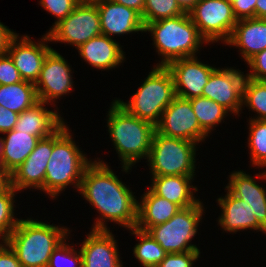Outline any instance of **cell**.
Returning a JSON list of instances; mask_svg holds the SVG:
<instances>
[{
	"mask_svg": "<svg viewBox=\"0 0 266 267\" xmlns=\"http://www.w3.org/2000/svg\"><path fill=\"white\" fill-rule=\"evenodd\" d=\"M135 193L98 157L85 169L78 191L99 213L92 230H110L109 221L126 230L136 227L139 201Z\"/></svg>",
	"mask_w": 266,
	"mask_h": 267,
	"instance_id": "6da1fadb",
	"label": "cell"
},
{
	"mask_svg": "<svg viewBox=\"0 0 266 267\" xmlns=\"http://www.w3.org/2000/svg\"><path fill=\"white\" fill-rule=\"evenodd\" d=\"M106 117L107 131L121 161V171L128 174L141 159L147 160L155 126L128 113L115 99Z\"/></svg>",
	"mask_w": 266,
	"mask_h": 267,
	"instance_id": "7a4b0ae2",
	"label": "cell"
},
{
	"mask_svg": "<svg viewBox=\"0 0 266 267\" xmlns=\"http://www.w3.org/2000/svg\"><path fill=\"white\" fill-rule=\"evenodd\" d=\"M71 131L65 123L53 134V150L44 179V194L53 200L70 186L78 192L85 169L94 161L75 143Z\"/></svg>",
	"mask_w": 266,
	"mask_h": 267,
	"instance_id": "3957f363",
	"label": "cell"
},
{
	"mask_svg": "<svg viewBox=\"0 0 266 267\" xmlns=\"http://www.w3.org/2000/svg\"><path fill=\"white\" fill-rule=\"evenodd\" d=\"M71 232L59 224L21 218L6 242L22 267H48L52 252Z\"/></svg>",
	"mask_w": 266,
	"mask_h": 267,
	"instance_id": "277c9868",
	"label": "cell"
},
{
	"mask_svg": "<svg viewBox=\"0 0 266 267\" xmlns=\"http://www.w3.org/2000/svg\"><path fill=\"white\" fill-rule=\"evenodd\" d=\"M144 33L151 34L153 48L160 56L154 66L166 67L169 63L198 55L207 41L200 35L189 13L147 23Z\"/></svg>",
	"mask_w": 266,
	"mask_h": 267,
	"instance_id": "5b68a950",
	"label": "cell"
},
{
	"mask_svg": "<svg viewBox=\"0 0 266 267\" xmlns=\"http://www.w3.org/2000/svg\"><path fill=\"white\" fill-rule=\"evenodd\" d=\"M141 83L128 101L114 99L128 113L156 126L176 96L173 77L166 67L154 66Z\"/></svg>",
	"mask_w": 266,
	"mask_h": 267,
	"instance_id": "8992f818",
	"label": "cell"
},
{
	"mask_svg": "<svg viewBox=\"0 0 266 267\" xmlns=\"http://www.w3.org/2000/svg\"><path fill=\"white\" fill-rule=\"evenodd\" d=\"M198 145L192 141L164 136L155 131L150 153L145 161L150 170V177L195 176Z\"/></svg>",
	"mask_w": 266,
	"mask_h": 267,
	"instance_id": "52a82bcc",
	"label": "cell"
},
{
	"mask_svg": "<svg viewBox=\"0 0 266 267\" xmlns=\"http://www.w3.org/2000/svg\"><path fill=\"white\" fill-rule=\"evenodd\" d=\"M203 204L200 200L196 205L180 209L167 222L152 226L147 232L167 253L200 250L196 244H192V240L197 235L205 215Z\"/></svg>",
	"mask_w": 266,
	"mask_h": 267,
	"instance_id": "ba28073f",
	"label": "cell"
},
{
	"mask_svg": "<svg viewBox=\"0 0 266 267\" xmlns=\"http://www.w3.org/2000/svg\"><path fill=\"white\" fill-rule=\"evenodd\" d=\"M50 42L64 43L77 49L102 34L100 15L95 3L79 2L63 20L46 31Z\"/></svg>",
	"mask_w": 266,
	"mask_h": 267,
	"instance_id": "9c48e42d",
	"label": "cell"
},
{
	"mask_svg": "<svg viewBox=\"0 0 266 267\" xmlns=\"http://www.w3.org/2000/svg\"><path fill=\"white\" fill-rule=\"evenodd\" d=\"M189 15L209 46L218 42L224 45L237 23L232 4L226 0H199Z\"/></svg>",
	"mask_w": 266,
	"mask_h": 267,
	"instance_id": "30bf717a",
	"label": "cell"
},
{
	"mask_svg": "<svg viewBox=\"0 0 266 267\" xmlns=\"http://www.w3.org/2000/svg\"><path fill=\"white\" fill-rule=\"evenodd\" d=\"M68 60L52 49L43 63L39 77L34 83L39 101L50 104L53 108L58 99L74 90L73 68Z\"/></svg>",
	"mask_w": 266,
	"mask_h": 267,
	"instance_id": "8fae6325",
	"label": "cell"
},
{
	"mask_svg": "<svg viewBox=\"0 0 266 267\" xmlns=\"http://www.w3.org/2000/svg\"><path fill=\"white\" fill-rule=\"evenodd\" d=\"M156 132L168 137L180 138L197 144L204 142L209 135L200 127L193 112L190 99L175 96L162 112Z\"/></svg>",
	"mask_w": 266,
	"mask_h": 267,
	"instance_id": "7c38bea8",
	"label": "cell"
},
{
	"mask_svg": "<svg viewBox=\"0 0 266 267\" xmlns=\"http://www.w3.org/2000/svg\"><path fill=\"white\" fill-rule=\"evenodd\" d=\"M246 74L236 67H218L210 75L204 86L202 97L209 98L226 110L232 116H240L243 103V85Z\"/></svg>",
	"mask_w": 266,
	"mask_h": 267,
	"instance_id": "4fadbf2b",
	"label": "cell"
},
{
	"mask_svg": "<svg viewBox=\"0 0 266 267\" xmlns=\"http://www.w3.org/2000/svg\"><path fill=\"white\" fill-rule=\"evenodd\" d=\"M45 33L36 42L28 34L19 35L12 39L7 54L13 60L23 80L35 83L39 77L45 57L53 49Z\"/></svg>",
	"mask_w": 266,
	"mask_h": 267,
	"instance_id": "5bb4252c",
	"label": "cell"
},
{
	"mask_svg": "<svg viewBox=\"0 0 266 267\" xmlns=\"http://www.w3.org/2000/svg\"><path fill=\"white\" fill-rule=\"evenodd\" d=\"M166 68L173 77L175 94L182 98L193 99L202 96L204 86L217 67L205 64L195 56L175 60Z\"/></svg>",
	"mask_w": 266,
	"mask_h": 267,
	"instance_id": "9a60e30c",
	"label": "cell"
},
{
	"mask_svg": "<svg viewBox=\"0 0 266 267\" xmlns=\"http://www.w3.org/2000/svg\"><path fill=\"white\" fill-rule=\"evenodd\" d=\"M53 150V135L40 139L27 159L10 174V185L17 191L32 188L44 193L46 167Z\"/></svg>",
	"mask_w": 266,
	"mask_h": 267,
	"instance_id": "2e32d148",
	"label": "cell"
},
{
	"mask_svg": "<svg viewBox=\"0 0 266 267\" xmlns=\"http://www.w3.org/2000/svg\"><path fill=\"white\" fill-rule=\"evenodd\" d=\"M115 237L112 230L91 229L78 245L82 267H124Z\"/></svg>",
	"mask_w": 266,
	"mask_h": 267,
	"instance_id": "e0dca14e",
	"label": "cell"
},
{
	"mask_svg": "<svg viewBox=\"0 0 266 267\" xmlns=\"http://www.w3.org/2000/svg\"><path fill=\"white\" fill-rule=\"evenodd\" d=\"M95 4L100 15L103 35L114 38L116 35L120 37V35H130V33H144L142 17L134 9L111 0H102Z\"/></svg>",
	"mask_w": 266,
	"mask_h": 267,
	"instance_id": "ac0fdd59",
	"label": "cell"
},
{
	"mask_svg": "<svg viewBox=\"0 0 266 267\" xmlns=\"http://www.w3.org/2000/svg\"><path fill=\"white\" fill-rule=\"evenodd\" d=\"M225 196H219L216 200L221 215L217 219V224L221 230L226 233L236 234L240 231H256L262 232L266 236V231L258 224L253 209L250 204H246L243 200L234 197L227 190Z\"/></svg>",
	"mask_w": 266,
	"mask_h": 267,
	"instance_id": "d6986e66",
	"label": "cell"
},
{
	"mask_svg": "<svg viewBox=\"0 0 266 267\" xmlns=\"http://www.w3.org/2000/svg\"><path fill=\"white\" fill-rule=\"evenodd\" d=\"M116 39L99 35L89 39L77 48L80 58L92 68L107 71L118 68L126 59L125 52Z\"/></svg>",
	"mask_w": 266,
	"mask_h": 267,
	"instance_id": "ffe728a7",
	"label": "cell"
},
{
	"mask_svg": "<svg viewBox=\"0 0 266 267\" xmlns=\"http://www.w3.org/2000/svg\"><path fill=\"white\" fill-rule=\"evenodd\" d=\"M47 103L37 102L34 106L18 114L16 131L37 136L40 139L52 136L66 122L59 112V108L49 109Z\"/></svg>",
	"mask_w": 266,
	"mask_h": 267,
	"instance_id": "44dd1931",
	"label": "cell"
},
{
	"mask_svg": "<svg viewBox=\"0 0 266 267\" xmlns=\"http://www.w3.org/2000/svg\"><path fill=\"white\" fill-rule=\"evenodd\" d=\"M238 48L241 59L250 58L266 49V19L247 18L237 20L225 46Z\"/></svg>",
	"mask_w": 266,
	"mask_h": 267,
	"instance_id": "7402d4cb",
	"label": "cell"
},
{
	"mask_svg": "<svg viewBox=\"0 0 266 267\" xmlns=\"http://www.w3.org/2000/svg\"><path fill=\"white\" fill-rule=\"evenodd\" d=\"M150 188L158 196L177 204L181 209L196 205L198 188L192 185L195 176H154L150 177Z\"/></svg>",
	"mask_w": 266,
	"mask_h": 267,
	"instance_id": "603a6c76",
	"label": "cell"
},
{
	"mask_svg": "<svg viewBox=\"0 0 266 267\" xmlns=\"http://www.w3.org/2000/svg\"><path fill=\"white\" fill-rule=\"evenodd\" d=\"M138 220L136 227L148 231L152 226L167 222L181 208L155 194L150 188L138 199Z\"/></svg>",
	"mask_w": 266,
	"mask_h": 267,
	"instance_id": "cb8c5ba5",
	"label": "cell"
},
{
	"mask_svg": "<svg viewBox=\"0 0 266 267\" xmlns=\"http://www.w3.org/2000/svg\"><path fill=\"white\" fill-rule=\"evenodd\" d=\"M1 166L10 175L35 149L40 138L15 129L3 133Z\"/></svg>",
	"mask_w": 266,
	"mask_h": 267,
	"instance_id": "d4e9b609",
	"label": "cell"
},
{
	"mask_svg": "<svg viewBox=\"0 0 266 267\" xmlns=\"http://www.w3.org/2000/svg\"><path fill=\"white\" fill-rule=\"evenodd\" d=\"M228 183L225 186L231 195L243 201L266 200V189L259 185L256 180H266V170L252 176L241 170H234L228 175Z\"/></svg>",
	"mask_w": 266,
	"mask_h": 267,
	"instance_id": "484cf974",
	"label": "cell"
},
{
	"mask_svg": "<svg viewBox=\"0 0 266 267\" xmlns=\"http://www.w3.org/2000/svg\"><path fill=\"white\" fill-rule=\"evenodd\" d=\"M39 102L34 83L21 82L0 85V105L5 109L21 113Z\"/></svg>",
	"mask_w": 266,
	"mask_h": 267,
	"instance_id": "4316f807",
	"label": "cell"
},
{
	"mask_svg": "<svg viewBox=\"0 0 266 267\" xmlns=\"http://www.w3.org/2000/svg\"><path fill=\"white\" fill-rule=\"evenodd\" d=\"M128 231L138 240L132 250L138 263L142 267H157L167 254L163 247L147 231L137 227L128 229Z\"/></svg>",
	"mask_w": 266,
	"mask_h": 267,
	"instance_id": "83f0119b",
	"label": "cell"
},
{
	"mask_svg": "<svg viewBox=\"0 0 266 267\" xmlns=\"http://www.w3.org/2000/svg\"><path fill=\"white\" fill-rule=\"evenodd\" d=\"M190 101L200 127L209 136L216 129L215 127L225 122L227 116L231 117L232 115L224 107L209 98L200 96L190 99Z\"/></svg>",
	"mask_w": 266,
	"mask_h": 267,
	"instance_id": "f1b7e54d",
	"label": "cell"
},
{
	"mask_svg": "<svg viewBox=\"0 0 266 267\" xmlns=\"http://www.w3.org/2000/svg\"><path fill=\"white\" fill-rule=\"evenodd\" d=\"M248 147L250 166L266 169V120L248 119Z\"/></svg>",
	"mask_w": 266,
	"mask_h": 267,
	"instance_id": "f546056e",
	"label": "cell"
},
{
	"mask_svg": "<svg viewBox=\"0 0 266 267\" xmlns=\"http://www.w3.org/2000/svg\"><path fill=\"white\" fill-rule=\"evenodd\" d=\"M254 112L249 119L266 120V81H257L246 77L243 85L242 108Z\"/></svg>",
	"mask_w": 266,
	"mask_h": 267,
	"instance_id": "4dcf8cb0",
	"label": "cell"
},
{
	"mask_svg": "<svg viewBox=\"0 0 266 267\" xmlns=\"http://www.w3.org/2000/svg\"><path fill=\"white\" fill-rule=\"evenodd\" d=\"M17 192L11 185L0 193V242H6L20 218L15 217Z\"/></svg>",
	"mask_w": 266,
	"mask_h": 267,
	"instance_id": "1f68e13d",
	"label": "cell"
},
{
	"mask_svg": "<svg viewBox=\"0 0 266 267\" xmlns=\"http://www.w3.org/2000/svg\"><path fill=\"white\" fill-rule=\"evenodd\" d=\"M185 14L176 0H145L142 21L147 23Z\"/></svg>",
	"mask_w": 266,
	"mask_h": 267,
	"instance_id": "d6a6232c",
	"label": "cell"
},
{
	"mask_svg": "<svg viewBox=\"0 0 266 267\" xmlns=\"http://www.w3.org/2000/svg\"><path fill=\"white\" fill-rule=\"evenodd\" d=\"M70 237H66L52 252L48 267H82L80 249L76 250V246L70 244Z\"/></svg>",
	"mask_w": 266,
	"mask_h": 267,
	"instance_id": "836d02e7",
	"label": "cell"
},
{
	"mask_svg": "<svg viewBox=\"0 0 266 267\" xmlns=\"http://www.w3.org/2000/svg\"><path fill=\"white\" fill-rule=\"evenodd\" d=\"M79 3V0H40L38 5L46 12L56 18L52 27L59 21L65 19Z\"/></svg>",
	"mask_w": 266,
	"mask_h": 267,
	"instance_id": "e575fe53",
	"label": "cell"
},
{
	"mask_svg": "<svg viewBox=\"0 0 266 267\" xmlns=\"http://www.w3.org/2000/svg\"><path fill=\"white\" fill-rule=\"evenodd\" d=\"M200 250L182 253H167L157 267H193L200 258Z\"/></svg>",
	"mask_w": 266,
	"mask_h": 267,
	"instance_id": "d590c367",
	"label": "cell"
},
{
	"mask_svg": "<svg viewBox=\"0 0 266 267\" xmlns=\"http://www.w3.org/2000/svg\"><path fill=\"white\" fill-rule=\"evenodd\" d=\"M18 69L8 54L0 56V85H10L21 82Z\"/></svg>",
	"mask_w": 266,
	"mask_h": 267,
	"instance_id": "8d00e7d4",
	"label": "cell"
},
{
	"mask_svg": "<svg viewBox=\"0 0 266 267\" xmlns=\"http://www.w3.org/2000/svg\"><path fill=\"white\" fill-rule=\"evenodd\" d=\"M246 64L249 67L246 77L257 81H266V49L254 55Z\"/></svg>",
	"mask_w": 266,
	"mask_h": 267,
	"instance_id": "74e56055",
	"label": "cell"
},
{
	"mask_svg": "<svg viewBox=\"0 0 266 267\" xmlns=\"http://www.w3.org/2000/svg\"><path fill=\"white\" fill-rule=\"evenodd\" d=\"M256 0H235L232 10L237 20L255 18Z\"/></svg>",
	"mask_w": 266,
	"mask_h": 267,
	"instance_id": "f35d334b",
	"label": "cell"
},
{
	"mask_svg": "<svg viewBox=\"0 0 266 267\" xmlns=\"http://www.w3.org/2000/svg\"><path fill=\"white\" fill-rule=\"evenodd\" d=\"M0 267H22L15 251L7 242H0Z\"/></svg>",
	"mask_w": 266,
	"mask_h": 267,
	"instance_id": "ab89813d",
	"label": "cell"
},
{
	"mask_svg": "<svg viewBox=\"0 0 266 267\" xmlns=\"http://www.w3.org/2000/svg\"><path fill=\"white\" fill-rule=\"evenodd\" d=\"M18 113L0 105V134L11 131L17 123Z\"/></svg>",
	"mask_w": 266,
	"mask_h": 267,
	"instance_id": "60d3db41",
	"label": "cell"
},
{
	"mask_svg": "<svg viewBox=\"0 0 266 267\" xmlns=\"http://www.w3.org/2000/svg\"><path fill=\"white\" fill-rule=\"evenodd\" d=\"M250 204L258 224L266 231V200L244 201Z\"/></svg>",
	"mask_w": 266,
	"mask_h": 267,
	"instance_id": "b9f144b4",
	"label": "cell"
},
{
	"mask_svg": "<svg viewBox=\"0 0 266 267\" xmlns=\"http://www.w3.org/2000/svg\"><path fill=\"white\" fill-rule=\"evenodd\" d=\"M16 31L11 30L0 22V56L7 54V50L12 39L17 35Z\"/></svg>",
	"mask_w": 266,
	"mask_h": 267,
	"instance_id": "7bdbcfd3",
	"label": "cell"
},
{
	"mask_svg": "<svg viewBox=\"0 0 266 267\" xmlns=\"http://www.w3.org/2000/svg\"><path fill=\"white\" fill-rule=\"evenodd\" d=\"M111 1L124 5L128 8L134 9L141 15V17L143 16L145 0H111Z\"/></svg>",
	"mask_w": 266,
	"mask_h": 267,
	"instance_id": "ee69618b",
	"label": "cell"
},
{
	"mask_svg": "<svg viewBox=\"0 0 266 267\" xmlns=\"http://www.w3.org/2000/svg\"><path fill=\"white\" fill-rule=\"evenodd\" d=\"M10 186V175L0 166V193Z\"/></svg>",
	"mask_w": 266,
	"mask_h": 267,
	"instance_id": "f6af8a7d",
	"label": "cell"
},
{
	"mask_svg": "<svg viewBox=\"0 0 266 267\" xmlns=\"http://www.w3.org/2000/svg\"><path fill=\"white\" fill-rule=\"evenodd\" d=\"M255 18L266 19V0H256Z\"/></svg>",
	"mask_w": 266,
	"mask_h": 267,
	"instance_id": "bcb514c9",
	"label": "cell"
},
{
	"mask_svg": "<svg viewBox=\"0 0 266 267\" xmlns=\"http://www.w3.org/2000/svg\"><path fill=\"white\" fill-rule=\"evenodd\" d=\"M180 8L189 13L199 0H176Z\"/></svg>",
	"mask_w": 266,
	"mask_h": 267,
	"instance_id": "7dc6e473",
	"label": "cell"
},
{
	"mask_svg": "<svg viewBox=\"0 0 266 267\" xmlns=\"http://www.w3.org/2000/svg\"><path fill=\"white\" fill-rule=\"evenodd\" d=\"M2 151H3V137L0 136V166H1Z\"/></svg>",
	"mask_w": 266,
	"mask_h": 267,
	"instance_id": "c3c4849f",
	"label": "cell"
},
{
	"mask_svg": "<svg viewBox=\"0 0 266 267\" xmlns=\"http://www.w3.org/2000/svg\"><path fill=\"white\" fill-rule=\"evenodd\" d=\"M102 0H79V2H84V3H96Z\"/></svg>",
	"mask_w": 266,
	"mask_h": 267,
	"instance_id": "681fc988",
	"label": "cell"
},
{
	"mask_svg": "<svg viewBox=\"0 0 266 267\" xmlns=\"http://www.w3.org/2000/svg\"><path fill=\"white\" fill-rule=\"evenodd\" d=\"M228 3L232 4L235 0H226Z\"/></svg>",
	"mask_w": 266,
	"mask_h": 267,
	"instance_id": "f907efd6",
	"label": "cell"
}]
</instances>
